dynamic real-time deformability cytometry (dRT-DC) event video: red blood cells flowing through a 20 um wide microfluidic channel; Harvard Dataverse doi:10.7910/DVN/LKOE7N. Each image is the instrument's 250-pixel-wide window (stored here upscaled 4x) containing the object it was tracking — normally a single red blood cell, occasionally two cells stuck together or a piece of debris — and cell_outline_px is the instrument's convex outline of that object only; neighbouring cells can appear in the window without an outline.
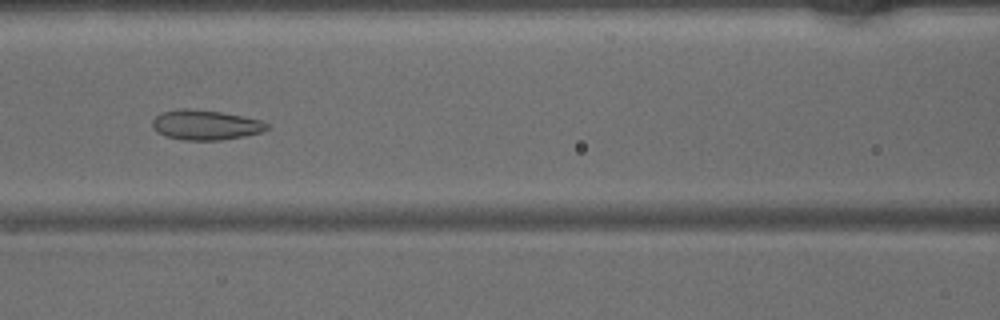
{"species": "common noctule bat (a hibernating species)", "species_latin": "Nyctalus noctula", "temperature_condition": "warm", "stored_images_in_passage": 47, "camera_frame_rate_fps": 3000, "um_per_image_px": 0.085, "animal": {"sex": "male", "body_mass_g": 15.6}, "frame": {"image": 1, "passage_image": 21, "time_ms": 6.667, "image_size_px": [1000, 320], "cell_outline_px": [[268, 128], [260, 132], [244, 136], [220, 140], [184, 140], [168, 136], [156, 132], [152, 128], [152, 120], [160, 112], [180, 108], [188, 108], [220, 112], [260, 120], [268, 124]], "centroid_in_image_um": [17.41, 10.61], "position_along_channel_um": 149.2, "area_um2": 19.83}}
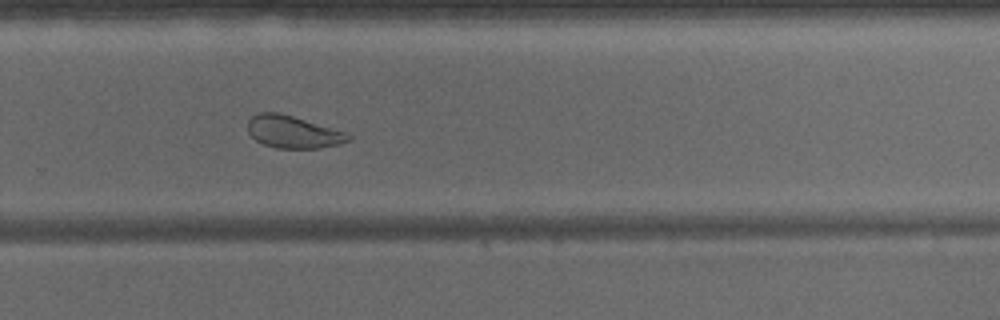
{"frame": {"image": 2, "passage_image": 32, "time_ms": 10.333, "image_size_px": [1000, 320], "cell_outline_px": [[352, 140], [340, 144], [320, 148], [276, 148], [264, 144], [256, 140], [248, 132], [248, 120], [252, 116], [260, 112], [280, 112], [348, 132], [352, 136]], "centroid_in_image_um": [24.95, 11.21], "position_along_channel_um": 304.8, "area_um2": 19.19}}
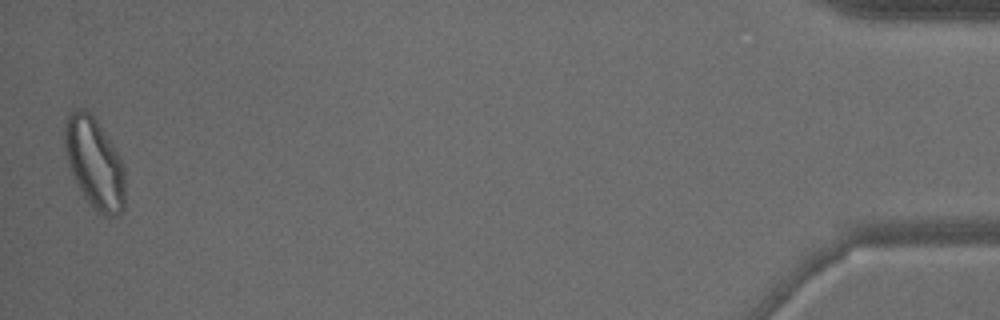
{"frame": {"image": 3, "passage_image": 47, "time_ms": 15.333, "image_size_px": [1000, 320], "cell_outline_px": [[124, 208], [120, 216], [104, 216], [84, 196], [72, 172], [64, 148], [64, 128], [68, 116], [72, 112], [80, 108], [88, 108], [92, 112], [120, 156], [124, 168]], "centroid_in_image_um": [8.05, 13.82], "position_along_channel_um": 427.1, "area_um2": 31.67}}